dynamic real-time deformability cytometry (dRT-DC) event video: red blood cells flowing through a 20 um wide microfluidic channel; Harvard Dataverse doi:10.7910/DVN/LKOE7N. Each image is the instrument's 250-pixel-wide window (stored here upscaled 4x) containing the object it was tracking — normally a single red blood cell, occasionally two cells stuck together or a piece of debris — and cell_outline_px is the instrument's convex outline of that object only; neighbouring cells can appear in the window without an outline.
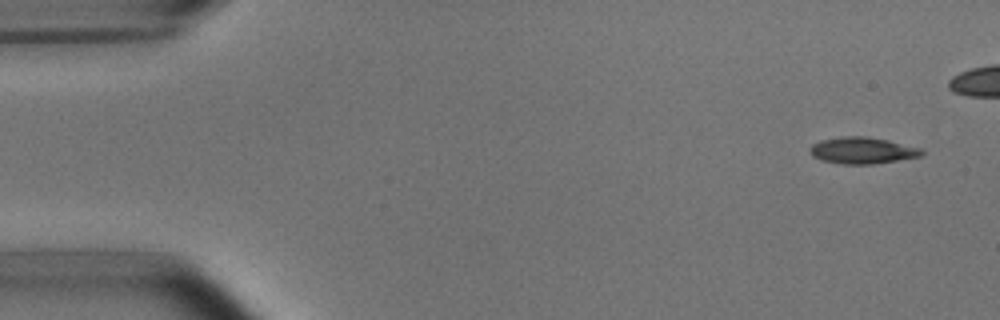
{"species": "common noctule bat (a hibernating species)", "species_latin": "Nyctalus noctula", "temperature_condition": "room temperature", "stored_images_in_passage": 2, "camera_frame_rate_fps": 3000, "um_per_image_px": 0.085, "animal": {"sex": "male", "body_mass_g": 15.6}, "frame": {"image": 1, "passage_image": 2, "time_ms": 1.333, "image_size_px": [1000, 320], "cell_outline_px": [[924, 156], [872, 164], [840, 164], [820, 160], [812, 156], [808, 152], [812, 144], [820, 140], [844, 136], [864, 136], [888, 140], [920, 148], [924, 152]], "centroid_in_image_um": [73.27, 12.79], "position_along_channel_um": 11.7, "area_um2": 17.4}}